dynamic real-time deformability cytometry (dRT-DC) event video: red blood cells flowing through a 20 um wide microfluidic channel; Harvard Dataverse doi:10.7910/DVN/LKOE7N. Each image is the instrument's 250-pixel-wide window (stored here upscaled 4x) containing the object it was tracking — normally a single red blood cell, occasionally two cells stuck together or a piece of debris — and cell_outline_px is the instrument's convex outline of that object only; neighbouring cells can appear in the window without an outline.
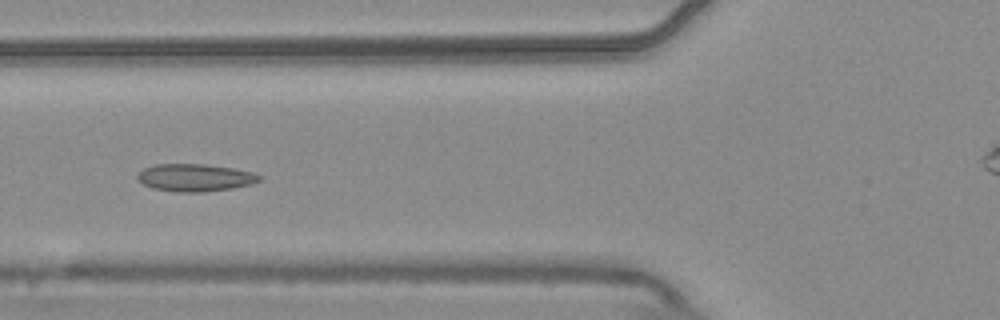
{"species": "common noctule bat (a hibernating species)", "species_latin": "Nyctalus noctula", "temperature_condition": "warm", "stored_images_in_passage": 8, "camera_frame_rate_fps": 3000, "um_per_image_px": 0.085, "animal": {"sex": "male", "body_mass_g": 20.4}, "frame": {"image": 1, "passage_image": 6, "time_ms": 1.667, "image_size_px": [1000, 320], "cell_outline_px": [[264, 176], [260, 180], [252, 184], [232, 188], [200, 192], [176, 192], [152, 188], [136, 180], [136, 176], [144, 168], [156, 164], [204, 164], [232, 168], [252, 172]], "centroid_in_image_um": [16.57, 15.1], "position_along_channel_um": 109.2, "area_um2": 19.54}}
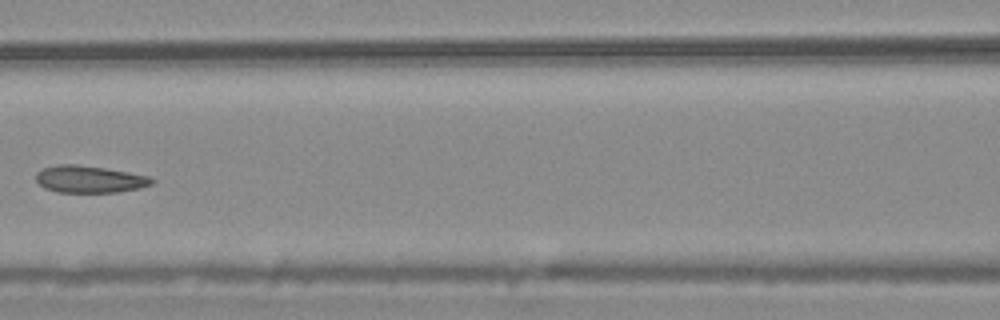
{"frame": {"image": 2, "passage_image": 7, "time_ms": 2.0, "image_size_px": [1000, 320], "cell_outline_px": [[156, 180], [152, 184], [140, 188], [116, 192], [56, 192], [44, 188], [36, 180], [36, 172], [44, 168], [56, 164], [76, 164], [104, 168], [128, 172], [148, 176]], "centroid_in_image_um": [7.59, 15.23], "position_along_channel_um": 159.0, "area_um2": 18.26}}
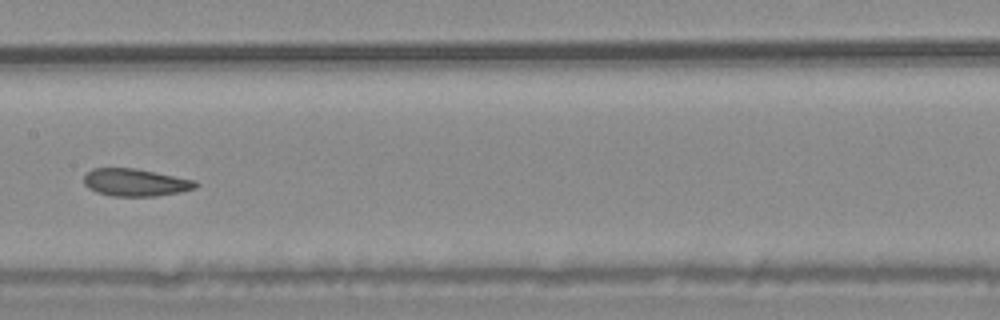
{"frame": {"image": 3, "passage_image": 8, "time_ms": 2.333, "image_size_px": [1000, 320], "cell_outline_px": [[200, 184], [196, 188], [180, 192], [156, 196], [112, 196], [96, 192], [88, 188], [84, 184], [84, 176], [92, 168], [136, 168], [196, 180]], "centroid_in_image_um": [11.53, 15.51], "position_along_channel_um": 195.9, "area_um2": 18.03}}